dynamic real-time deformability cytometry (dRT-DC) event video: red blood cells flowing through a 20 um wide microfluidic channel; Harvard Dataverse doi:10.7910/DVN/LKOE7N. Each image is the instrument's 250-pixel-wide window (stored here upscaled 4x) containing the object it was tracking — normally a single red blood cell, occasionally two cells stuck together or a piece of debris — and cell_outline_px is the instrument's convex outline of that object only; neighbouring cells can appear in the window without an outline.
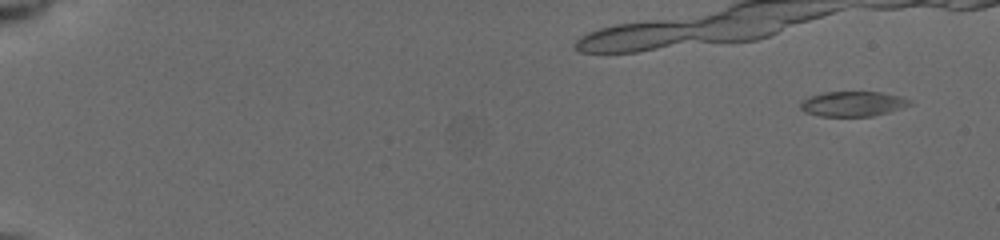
{"species": "common noctule bat (a hibernating species)", "species_latin": "Nyctalus noctula", "temperature_condition": "cold", "stored_images_in_passage": 4, "camera_frame_rate_fps": 3000, "um_per_image_px": 0.085, "animal": {"sex": "female", "body_mass_g": 19.5, "forearm_length_mm": 54.1}, "frame": {"image": 1, "passage_image": 4, "time_ms": 1.0, "image_size_px": [1000, 240], "cell_outline_px": [[912, 104], [888, 112], [872, 116], [820, 116], [804, 112], [800, 108], [800, 104], [808, 96], [824, 92], [880, 92], [900, 96], [912, 100]], "centroid_in_image_um": [72.48, 8.82], "position_along_channel_um": 12.5, "area_um2": 15.9}}